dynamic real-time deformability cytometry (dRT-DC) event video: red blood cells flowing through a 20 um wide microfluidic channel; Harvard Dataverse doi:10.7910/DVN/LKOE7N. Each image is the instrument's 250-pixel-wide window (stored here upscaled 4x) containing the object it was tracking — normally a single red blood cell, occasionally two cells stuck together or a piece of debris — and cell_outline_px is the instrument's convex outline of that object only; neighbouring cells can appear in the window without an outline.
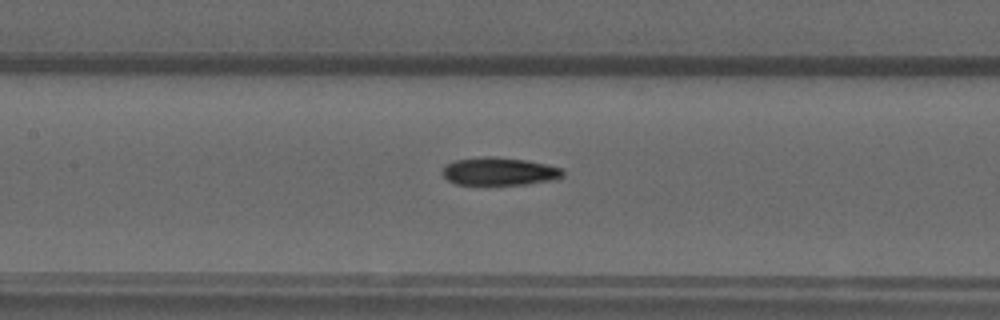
{"species": "common noctule bat (a hibernating species)", "species_latin": "Nyctalus noctula", "temperature_condition": "warm", "stored_images_in_passage": 49, "camera_frame_rate_fps": 3000, "um_per_image_px": 0.085, "animal": {"sex": "male", "forearm_length_mm": 52.5}, "frame": {"image": 1, "passage_image": 21, "time_ms": 6.667, "image_size_px": [1000, 320], "cell_outline_px": [[564, 176], [552, 180], [524, 184], [456, 184], [448, 180], [444, 176], [444, 168], [448, 164], [456, 160], [484, 156], [492, 156], [528, 160], [564, 168]], "centroid_in_image_um": [42.5, 14.56], "position_along_channel_um": 164.9, "area_um2": 19.42}}
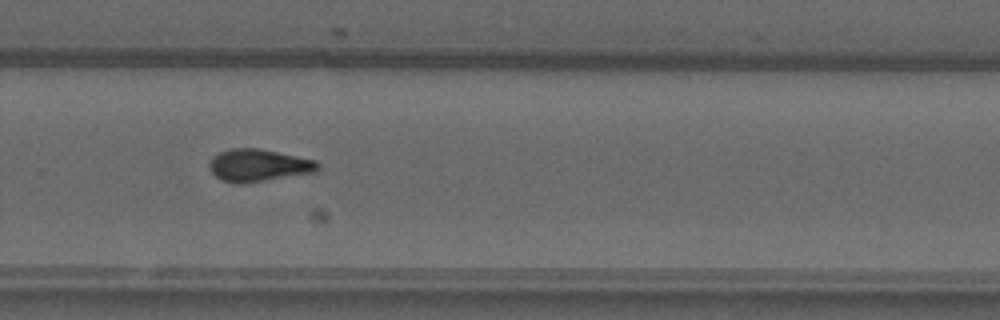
{"frame": {"image": 2, "passage_image": 32, "time_ms": 10.333, "image_size_px": [1000, 320], "cell_outline_px": [[320, 168], [316, 172], [264, 180], [220, 180], [212, 172], [208, 164], [220, 152], [232, 148], [256, 148], [316, 160], [320, 164]], "centroid_in_image_um": [22.04, 14.01], "position_along_channel_um": 307.8, "area_um2": 19.48}}
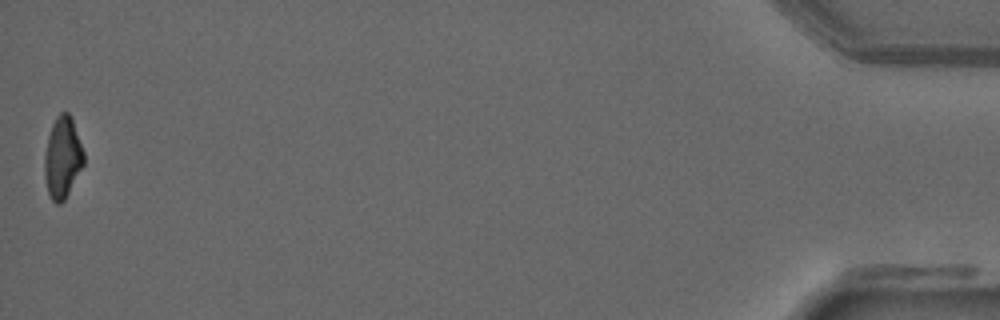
{"frame": {"image": 3, "passage_image": 49, "time_ms": 16.0, "image_size_px": [1000, 320], "cell_outline_px": [[84, 164], [64, 200], [60, 204], [56, 204], [52, 200], [48, 192], [44, 176], [44, 156], [48, 136], [52, 124], [56, 116], [60, 112], [68, 112], [72, 116], [84, 152]], "centroid_in_image_um": [5.31, 13.36], "position_along_channel_um": 429.9, "area_um2": 18.73}, "authors_computed_cell_mechanics": {"area_um2": 19.4786, "velocity_mm_per_s": 3.9154, "shape_relaxation_time_tau1_ms": 6.9289, "shape_relaxation_time_tau2_ms": 4.285, "deformation_change_tau1": 0.2077, "deformation_change_tau2": 0.131}}